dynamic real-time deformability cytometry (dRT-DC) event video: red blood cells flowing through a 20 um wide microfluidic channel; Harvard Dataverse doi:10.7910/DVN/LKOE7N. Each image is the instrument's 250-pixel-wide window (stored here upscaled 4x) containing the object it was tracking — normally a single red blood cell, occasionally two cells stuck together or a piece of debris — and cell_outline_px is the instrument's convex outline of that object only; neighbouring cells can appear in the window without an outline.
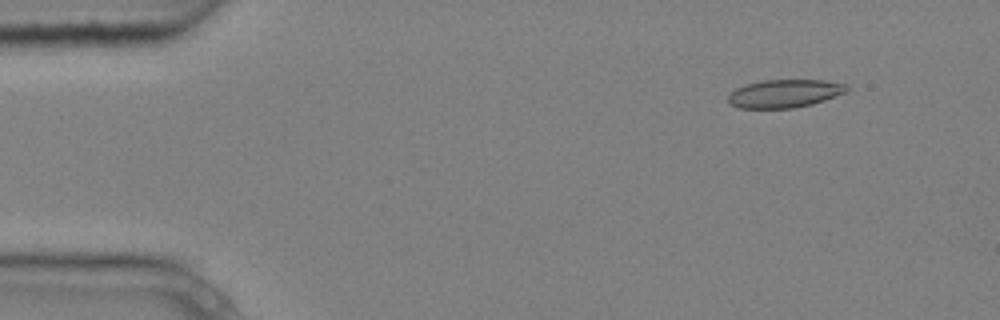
{"species": "common noctule bat (a hibernating species)", "species_latin": "Nyctalus noctula", "temperature_condition": "cold", "stored_images_in_passage": 5, "camera_frame_rate_fps": 3000, "um_per_image_px": 0.085, "animal": {"sex": "male", "body_mass_g": 20.4}, "frame": {"image": 1, "passage_image": 2, "time_ms": 0.333, "image_size_px": [1000, 320], "cell_outline_px": [[848, 92], [812, 104], [792, 108], [740, 108], [728, 104], [728, 96], [736, 88], [760, 80], [824, 80], [848, 84]], "centroid_in_image_um": [66.71, 7.95], "position_along_channel_um": 18.3, "area_um2": 19.48}}
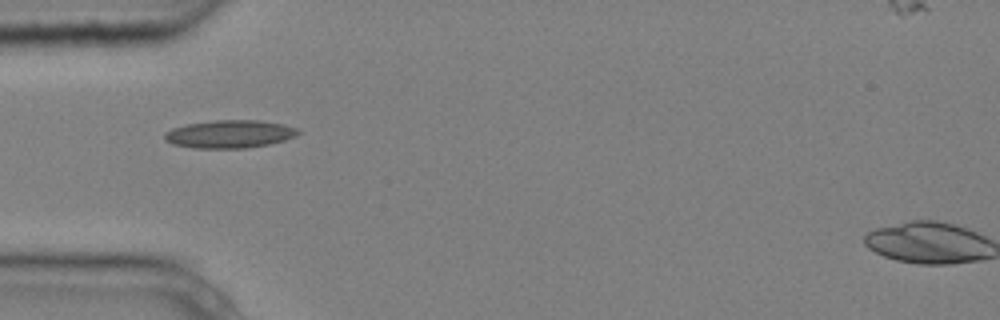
{"frame": {"image": 2, "passage_image": 5, "time_ms": 1.333, "image_size_px": [1000, 320], "cell_outline_px": [[300, 132], [296, 136], [284, 140], [268, 144], [244, 148], [192, 148], [172, 144], [164, 140], [164, 132], [172, 128], [188, 124], [216, 120], [256, 120], [284, 124], [296, 128]], "centroid_in_image_um": [19.49, 11.39], "position_along_channel_um": 65.5, "area_um2": 21.68}}